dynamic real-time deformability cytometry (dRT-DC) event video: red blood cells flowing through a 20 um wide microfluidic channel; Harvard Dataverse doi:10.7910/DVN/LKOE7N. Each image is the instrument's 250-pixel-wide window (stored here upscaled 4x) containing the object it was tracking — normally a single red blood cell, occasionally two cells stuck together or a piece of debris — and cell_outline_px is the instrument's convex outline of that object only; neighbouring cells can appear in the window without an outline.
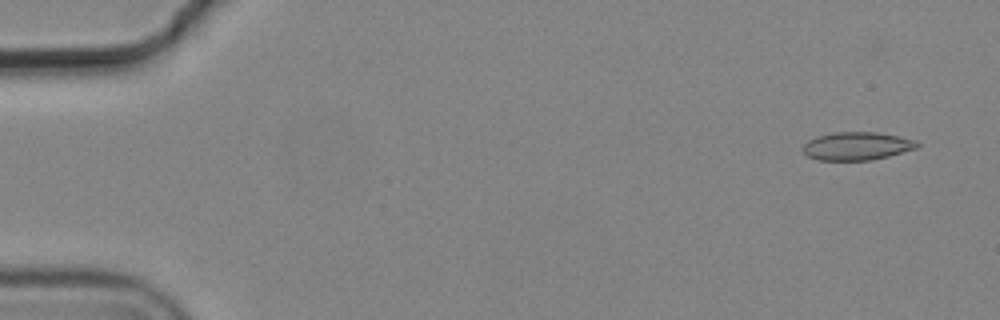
{"species": "common noctule bat (a hibernating species)", "species_latin": "Nyctalus noctula", "temperature_condition": "cold", "stored_images_in_passage": 5, "segment_of_instrument_passage": [1, 2], "camera_frame_rate_fps": 3000, "um_per_image_px": 0.085, "animal": {"sex": "male", "body_mass_g": 19.2, "forearm_length_mm": 51.8}, "frame": {"image": 1, "passage_image": 1, "time_ms": 0.0, "image_size_px": [1000, 320], "cell_outline_px": [[920, 144], [916, 148], [888, 156], [872, 160], [816, 160], [808, 156], [804, 152], [804, 144], [808, 140], [816, 136], [832, 132], [876, 132], [916, 140]], "centroid_in_image_um": [72.81, 12.41], "position_along_channel_um": 12.2, "area_um2": 18.61}}
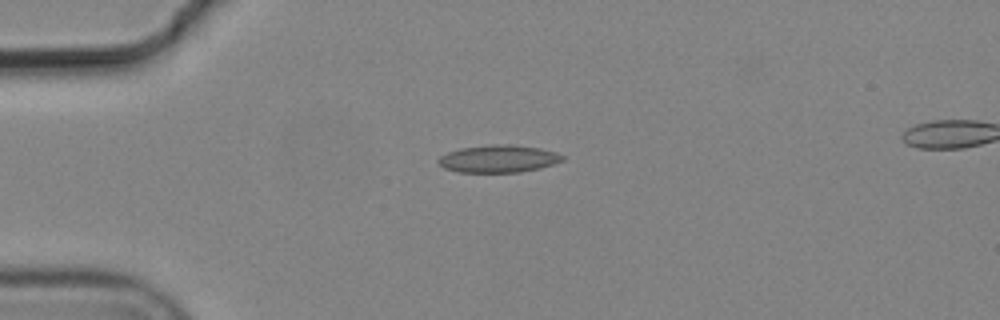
{"frame": {"image": 2, "passage_image": 3, "time_ms": 0.667, "image_size_px": [1000, 320], "cell_outline_px": [[564, 160], [540, 168], [520, 172], [460, 172], [444, 168], [440, 164], [440, 156], [448, 152], [460, 148], [492, 144], [508, 144], [540, 148], [556, 152], [564, 156]], "centroid_in_image_um": [42.39, 13.49], "position_along_channel_um": 42.6, "area_um2": 19.71}}